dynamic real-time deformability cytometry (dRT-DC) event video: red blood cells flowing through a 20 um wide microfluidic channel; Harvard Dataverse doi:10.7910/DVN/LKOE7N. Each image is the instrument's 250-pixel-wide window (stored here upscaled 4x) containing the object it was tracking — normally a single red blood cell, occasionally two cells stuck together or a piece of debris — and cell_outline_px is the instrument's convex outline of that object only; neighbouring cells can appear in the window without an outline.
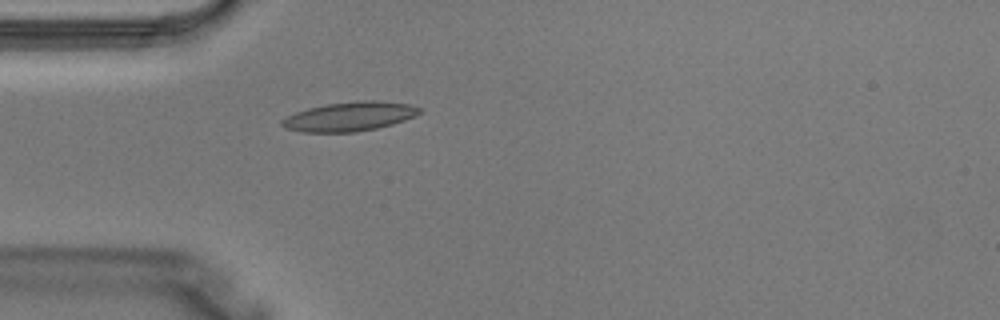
{"species": "Egyptian fruit bat (a non-hibernating species)", "species_latin": "Rousettus aegyptiacus", "temperature_condition": "warm", "stored_images_in_passage": 2, "camera_frame_rate_fps": 3000, "um_per_image_px": 0.085, "animal": {"sex": "male"}, "frame": {"image": 1, "passage_image": 2, "time_ms": 0.333, "image_size_px": [1000, 320], "cell_outline_px": [[424, 112], [416, 116], [392, 124], [376, 128], [356, 132], [300, 132], [284, 128], [280, 124], [280, 120], [296, 112], [308, 108], [328, 104], [360, 100], [376, 100], [408, 104], [420, 108]], "centroid_in_image_um": [29.71, 9.9], "position_along_channel_um": 55.3, "area_um2": 23.47}}